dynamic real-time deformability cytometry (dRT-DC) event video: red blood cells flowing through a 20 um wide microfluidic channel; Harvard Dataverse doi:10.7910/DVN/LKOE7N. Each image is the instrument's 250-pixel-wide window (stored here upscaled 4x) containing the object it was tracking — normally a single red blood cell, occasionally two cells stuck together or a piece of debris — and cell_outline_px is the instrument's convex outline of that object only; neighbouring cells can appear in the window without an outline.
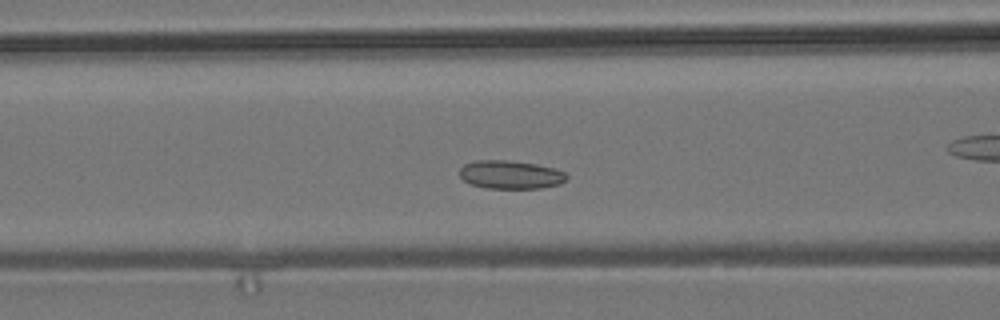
{"species": "common noctule bat (a hibernating species)", "species_latin": "Nyctalus noctula", "temperature_condition": "room temperature", "stored_images_in_passage": 48, "camera_frame_rate_fps": 3000, "um_per_image_px": 0.085, "animal": {"sex": "male", "body_mass_g": 19.2, "forearm_length_mm": 51.8}, "frame": {"image": 1, "passage_image": 14, "time_ms": 4.333, "image_size_px": [1000, 320], "cell_outline_px": [[568, 176], [560, 184], [540, 188], [488, 188], [472, 184], [464, 180], [460, 176], [460, 168], [464, 164], [476, 160], [508, 160], [536, 164], [552, 168], [564, 172]], "centroid_in_image_um": [43.38, 14.84], "position_along_channel_um": 123.2, "area_um2": 17.51}, "authors_computed_cell_mechanics": {"area_um2": 17.629, "velocity_mm_per_s": 3.678, "shape_relaxation_time_tau1_ms": null, "shape_relaxation_time_tau2_ms": 7.418, "deformation_change_tau1": null, "deformation_change_tau2": 0.112}}